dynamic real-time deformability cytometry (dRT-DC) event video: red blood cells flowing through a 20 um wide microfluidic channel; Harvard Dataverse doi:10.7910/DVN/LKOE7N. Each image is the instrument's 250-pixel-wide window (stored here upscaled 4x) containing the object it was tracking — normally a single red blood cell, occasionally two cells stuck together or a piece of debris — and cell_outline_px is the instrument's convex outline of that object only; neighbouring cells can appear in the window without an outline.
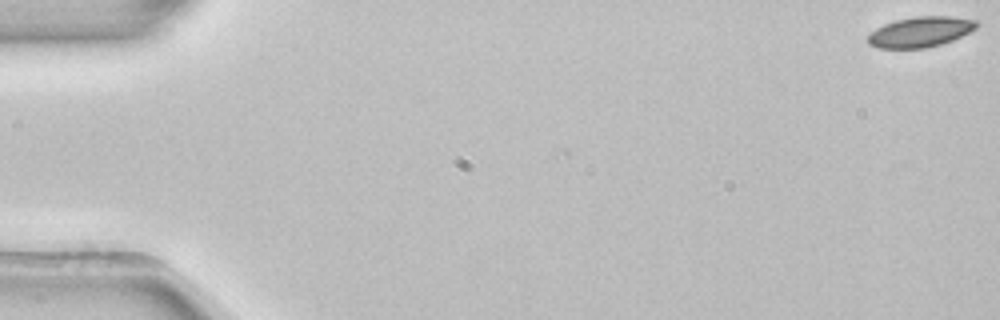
{"species": "common noctule bat (a hibernating species)", "species_latin": "Nyctalus noctula", "temperature_condition": "room temperature", "stored_images_in_passage": 4, "camera_frame_rate_fps": 3000, "um_per_image_px": 0.085, "animal": {"sex": "female", "body_mass_g": 22.7, "forearm_length_mm": 54.2}, "frame": {"image": 1, "passage_image": 1, "time_ms": 0.0, "image_size_px": [1000, 320], "cell_outline_px": [[980, 24], [976, 28], [952, 40], [940, 44], [924, 48], [876, 48], [868, 44], [868, 36], [876, 28], [884, 24], [896, 20], [916, 16], [948, 16], [976, 20]], "centroid_in_image_um": [78.22, 2.71], "position_along_channel_um": 6.8, "area_um2": 19.07}}